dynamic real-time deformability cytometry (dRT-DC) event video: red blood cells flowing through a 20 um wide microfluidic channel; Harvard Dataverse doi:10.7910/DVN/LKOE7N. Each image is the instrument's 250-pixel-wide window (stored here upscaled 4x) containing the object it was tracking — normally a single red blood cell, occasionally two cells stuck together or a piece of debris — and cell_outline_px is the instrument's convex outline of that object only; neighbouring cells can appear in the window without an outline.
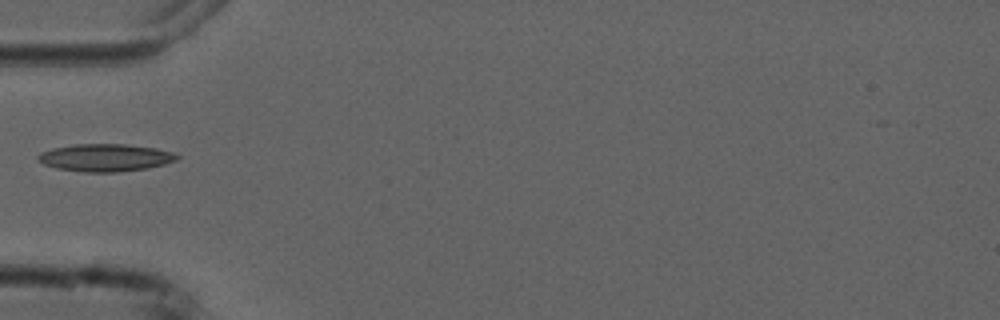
{"species": "common noctule bat (a hibernating species)", "species_latin": "Nyctalus noctula", "temperature_condition": "cold", "stored_images_in_passage": 1, "camera_frame_rate_fps": 3000, "um_per_image_px": 0.085, "animal": {"sex": "male", "forearm_length_mm": 52.5}, "frame": {"image": 1, "passage_image": 1, "time_ms": 0.0, "image_size_px": [1000, 320], "cell_outline_px": [[180, 156], [176, 160], [164, 164], [148, 168], [116, 172], [84, 172], [56, 168], [44, 164], [36, 156], [40, 152], [52, 148], [76, 144], [128, 144], [156, 148], [172, 152]], "centroid_in_image_um": [8.95, 13.39], "position_along_channel_um": 76.0, "area_um2": 22.25}}